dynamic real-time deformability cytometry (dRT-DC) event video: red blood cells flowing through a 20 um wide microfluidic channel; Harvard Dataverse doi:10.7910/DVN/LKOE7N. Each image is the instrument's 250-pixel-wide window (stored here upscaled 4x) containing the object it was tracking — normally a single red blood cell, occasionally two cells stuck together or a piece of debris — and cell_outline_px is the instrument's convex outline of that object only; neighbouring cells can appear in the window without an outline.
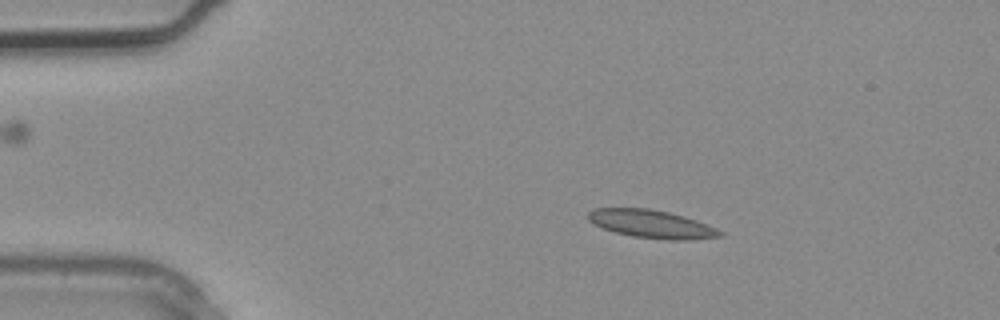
{"species": "common noctule bat (a hibernating species)", "species_latin": "Nyctalus noctula", "temperature_condition": "warm", "stored_images_in_passage": 4, "segment_of_instrument_passage": [1, 2], "camera_frame_rate_fps": 3000, "um_per_image_px": 0.085, "animal": {"sex": "male", "body_mass_g": 20.4}, "frame": {"image": 1, "passage_image": 2, "time_ms": 0.333, "image_size_px": [1000, 320], "cell_outline_px": [[724, 236], [688, 240], [668, 240], [632, 236], [616, 232], [592, 224], [588, 220], [588, 212], [592, 208], [648, 208], [668, 212], [684, 216], [696, 220], [716, 228], [724, 232]], "centroid_in_image_um": [55.38, 19.04], "position_along_channel_um": 29.6, "area_um2": 21.62}}